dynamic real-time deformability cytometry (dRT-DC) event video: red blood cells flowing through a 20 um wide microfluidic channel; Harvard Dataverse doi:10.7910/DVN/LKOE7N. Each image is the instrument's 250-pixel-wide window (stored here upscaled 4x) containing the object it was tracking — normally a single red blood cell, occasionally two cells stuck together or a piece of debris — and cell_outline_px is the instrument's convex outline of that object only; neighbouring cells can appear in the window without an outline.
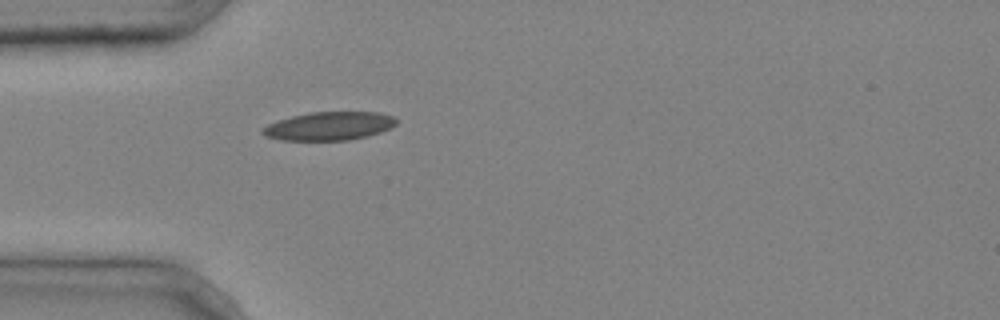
{"species": "common noctule bat (a hibernating species)", "species_latin": "Nyctalus noctula", "temperature_condition": "cold", "stored_images_in_passage": 1, "camera_frame_rate_fps": 3000, "um_per_image_px": 0.085, "animal": {"sex": "male", "body_mass_g": 20.4}, "frame": {"image": 1, "passage_image": 1, "time_ms": 0.0, "image_size_px": [1000, 320], "cell_outline_px": [[396, 124], [392, 128], [368, 136], [348, 140], [280, 140], [264, 136], [260, 132], [260, 128], [268, 124], [292, 116], [308, 112], [380, 112], [392, 116], [396, 120]], "centroid_in_image_um": [27.96, 10.72], "position_along_channel_um": 57.0, "area_um2": 22.25}}